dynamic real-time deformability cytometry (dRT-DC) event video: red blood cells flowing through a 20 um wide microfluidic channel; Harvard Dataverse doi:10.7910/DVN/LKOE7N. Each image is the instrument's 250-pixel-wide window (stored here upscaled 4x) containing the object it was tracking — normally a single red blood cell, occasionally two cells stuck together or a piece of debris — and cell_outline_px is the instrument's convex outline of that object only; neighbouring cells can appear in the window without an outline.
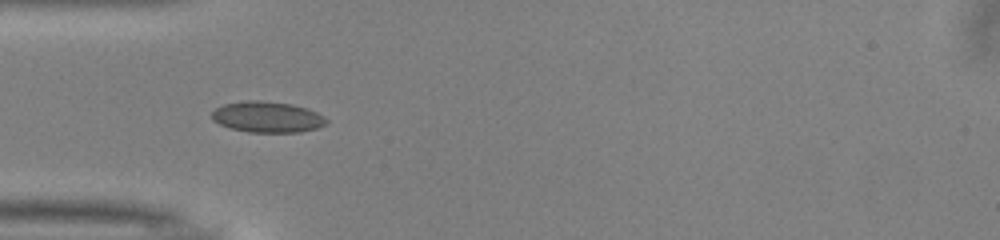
{"species": "common noctule bat (a hibernating species)", "species_latin": "Nyctalus noctula", "temperature_condition": "warm", "stored_images_in_passage": 7, "camera_frame_rate_fps": 3000, "um_per_image_px": 0.085, "animal": {"sex": "male", "body_mass_g": 13.0, "forearm_length_mm": 53.1}, "frame": {"image": 1, "passage_image": 4, "time_ms": 1.0, "image_size_px": [1000, 240], "cell_outline_px": [[328, 124], [316, 128], [300, 132], [248, 132], [232, 128], [220, 124], [212, 120], [212, 112], [216, 108], [224, 104], [248, 100], [260, 100], [292, 104], [308, 108], [324, 116], [328, 120]], "centroid_in_image_um": [22.75, 9.94], "position_along_channel_um": 62.2, "area_um2": 20.69}}